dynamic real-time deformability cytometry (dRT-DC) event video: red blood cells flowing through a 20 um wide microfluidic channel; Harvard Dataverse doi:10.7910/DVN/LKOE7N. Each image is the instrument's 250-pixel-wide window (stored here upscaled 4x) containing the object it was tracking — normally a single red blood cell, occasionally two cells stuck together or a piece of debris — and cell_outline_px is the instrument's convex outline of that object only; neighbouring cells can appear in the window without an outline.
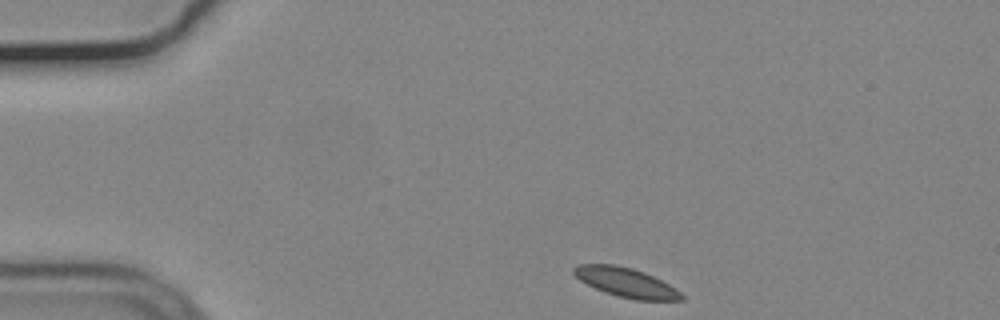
{"species": "common noctule bat (a hibernating species)", "species_latin": "Nyctalus noctula", "temperature_condition": "cold", "stored_images_in_passage": 36, "camera_frame_rate_fps": 3000, "um_per_image_px": 0.085, "animal": {"sex": "male", "body_mass_g": 19.2, "forearm_length_mm": 51.8}, "frame": {"image": 1, "passage_image": 1, "time_ms": 0.0, "image_size_px": [1000, 320], "cell_outline_px": [[684, 300], [636, 300], [604, 292], [580, 280], [572, 272], [572, 268], [576, 264], [612, 264], [632, 268], [644, 272], [676, 288], [684, 296]], "centroid_in_image_um": [53.2, 24.0], "position_along_channel_um": 31.8, "area_um2": 18.21}}
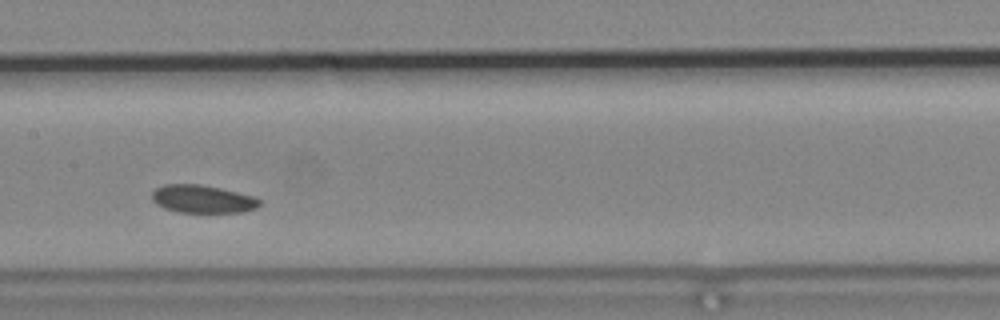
{"frame": {"image": 2, "passage_image": 19, "time_ms": 6.0, "image_size_px": [1000, 320], "cell_outline_px": [[260, 204], [256, 208], [240, 212], [176, 212], [164, 208], [156, 204], [152, 200], [152, 192], [156, 188], [164, 184], [200, 184], [220, 188], [252, 196], [260, 200]], "centroid_in_image_um": [17.17, 16.91], "position_along_channel_um": 190.2, "area_um2": 17.4}}
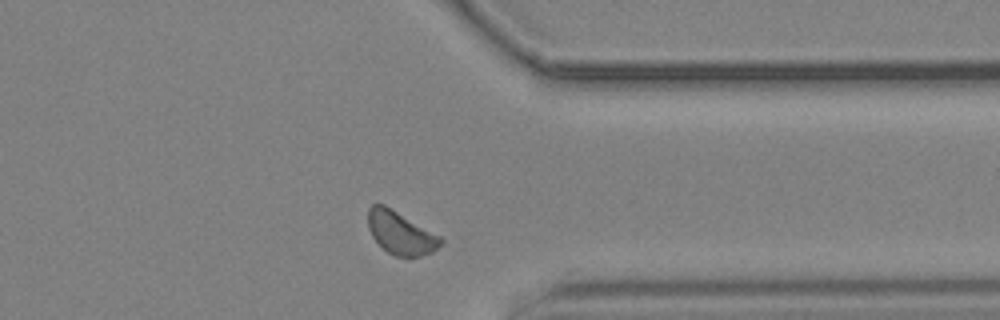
{"frame": {"image": 3, "passage_image": 35, "time_ms": 11.333, "image_size_px": [1000, 320], "cell_outline_px": [[444, 240], [432, 252], [420, 256], [396, 256], [388, 252], [372, 236], [368, 228], [368, 208], [372, 204], [384, 204], [440, 236]], "centroid_in_image_um": [34.03, 19.78], "position_along_channel_um": 377.4, "area_um2": 17.8}, "authors_computed_cell_mechanics": {"area_um2": 18.1203, "velocity_mm_per_s": 3.6001, "shape_relaxation_time_tau1_ms": 0.9666, "shape_relaxation_time_tau2_ms": null, "deformation_change_tau1": 0.0448, "deformation_change_tau2": null}}